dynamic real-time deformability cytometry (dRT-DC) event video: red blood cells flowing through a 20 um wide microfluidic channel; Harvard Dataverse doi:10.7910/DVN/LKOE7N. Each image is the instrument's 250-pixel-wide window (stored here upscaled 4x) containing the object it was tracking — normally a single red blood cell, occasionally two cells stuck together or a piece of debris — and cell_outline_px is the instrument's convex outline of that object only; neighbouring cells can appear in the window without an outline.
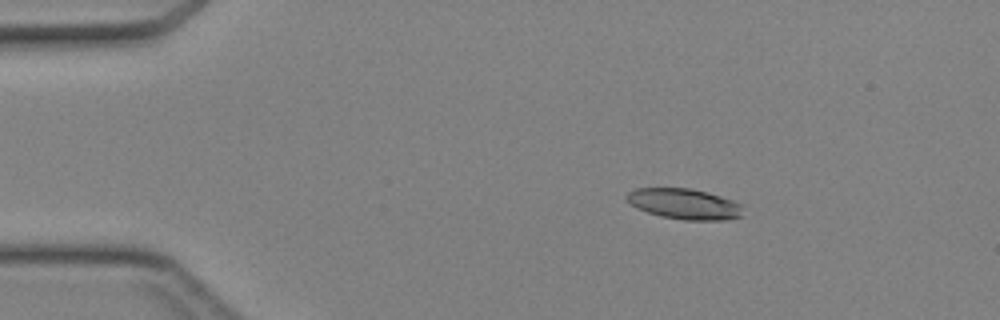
{"species": "Egyptian fruit bat (a non-hibernating species)", "species_latin": "Rousettus aegyptiacus", "temperature_condition": "cold", "stored_images_in_passage": 43, "camera_frame_rate_fps": 3000, "um_per_image_px": 0.085, "animal": {"sex": "female"}, "frame": {"image": 1, "passage_image": 6, "time_ms": 1.667, "image_size_px": [1000, 320], "cell_outline_px": [[744, 216], [728, 220], [684, 220], [660, 216], [636, 208], [624, 200], [624, 196], [628, 192], [636, 188], [688, 188], [708, 192], [732, 200], [740, 204]], "centroid_in_image_um": [58.14, 17.34], "position_along_channel_um": 26.9, "area_um2": 20.98}}
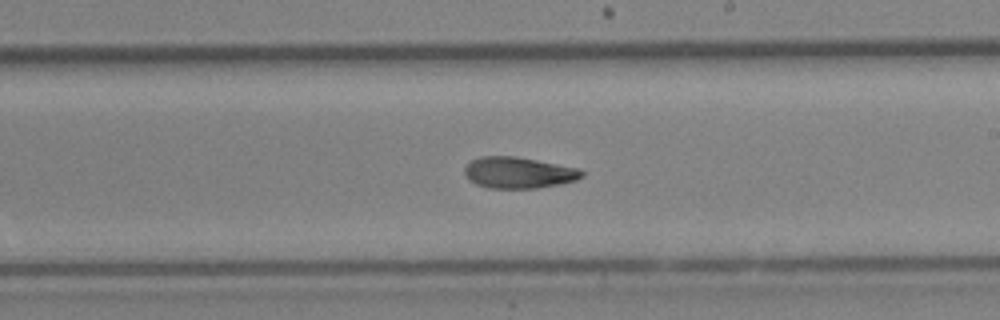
{"frame": {"image": 2, "passage_image": 25, "time_ms": 8.0, "image_size_px": [1000, 320], "cell_outline_px": [[584, 176], [576, 180], [560, 184], [536, 188], [488, 188], [476, 184], [468, 180], [464, 172], [464, 168], [472, 160], [480, 156], [516, 156], [576, 168], [584, 172]], "centroid_in_image_um": [44.04, 14.68], "position_along_channel_um": 245.0, "area_um2": 21.27}}
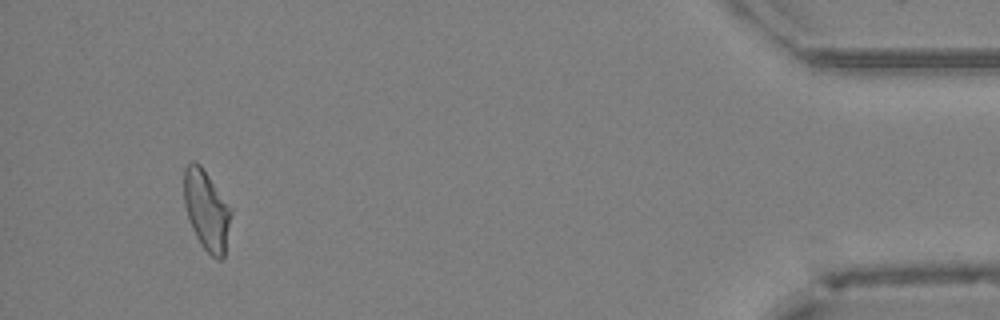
{"frame": {"image": 3, "passage_image": 41, "time_ms": 13.333, "image_size_px": [1000, 320], "cell_outline_px": [[232, 212], [224, 256], [220, 260], [216, 260], [200, 244], [192, 228], [184, 204], [184, 168], [192, 160], [196, 160], [200, 164], [232, 208]], "centroid_in_image_um": [17.56, 17.85], "position_along_channel_um": 417.6, "area_um2": 21.96}}